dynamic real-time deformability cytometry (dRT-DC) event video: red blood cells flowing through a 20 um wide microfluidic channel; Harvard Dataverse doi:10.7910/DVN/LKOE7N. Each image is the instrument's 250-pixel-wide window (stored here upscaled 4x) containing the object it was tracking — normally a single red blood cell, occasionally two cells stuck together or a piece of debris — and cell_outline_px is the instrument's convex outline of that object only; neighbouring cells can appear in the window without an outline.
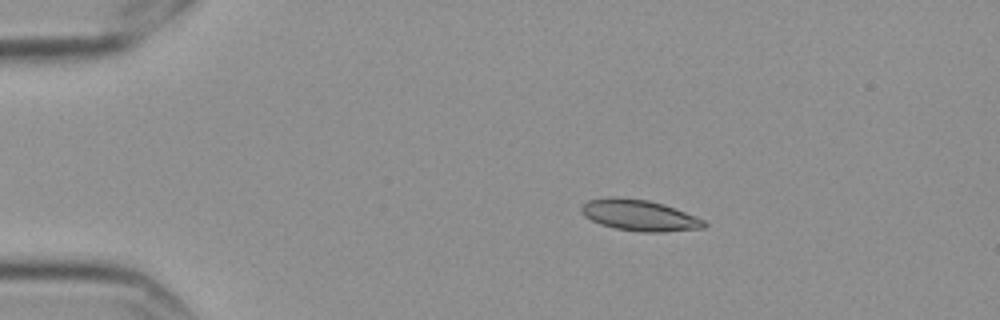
{"species": "Egyptian fruit bat (a non-hibernating species)", "species_latin": "Rousettus aegyptiacus", "temperature_condition": "cold", "stored_images_in_passage": 5, "camera_frame_rate_fps": 3000, "um_per_image_px": 0.085, "frame": {"image": 1, "passage_image": 3, "time_ms": 0.667, "image_size_px": [1000, 320], "cell_outline_px": [[708, 224], [704, 228], [664, 232], [640, 232], [616, 228], [600, 224], [584, 216], [580, 212], [580, 208], [588, 200], [612, 196], [648, 200], [664, 204], [704, 220]], "centroid_in_image_um": [54.33, 18.3], "position_along_channel_um": 30.7, "area_um2": 22.2}}